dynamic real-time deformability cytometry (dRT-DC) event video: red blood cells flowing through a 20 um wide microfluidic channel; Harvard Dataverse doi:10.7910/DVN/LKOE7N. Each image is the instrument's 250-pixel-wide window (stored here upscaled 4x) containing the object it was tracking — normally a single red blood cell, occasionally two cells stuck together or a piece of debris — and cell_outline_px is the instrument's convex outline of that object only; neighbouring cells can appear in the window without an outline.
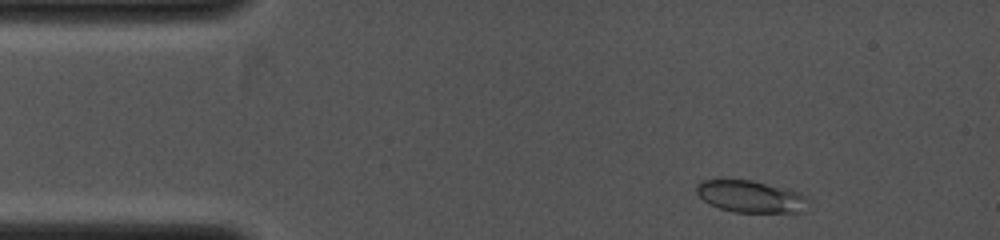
{"species": "common noctule bat (a hibernating species)", "species_latin": "Nyctalus noctula", "temperature_condition": "cold", "stored_images_in_passage": 14, "camera_frame_rate_fps": 4000, "um_per_image_px": 0.085, "animal": {"sex": "female", "body_mass_g": 19.0, "forearm_length_mm": 53.3}, "frame": {"image": 1, "passage_image": 1, "time_ms": 0.0, "image_size_px": [1000, 240], "cell_outline_px": [[812, 200], [804, 212], [736, 212], [720, 208], [704, 200], [696, 192], [696, 184], [700, 180], [724, 176], [752, 180], [788, 188], [808, 196]], "centroid_in_image_um": [63.81, 16.65], "position_along_channel_um": 21.2, "area_um2": 21.79}}
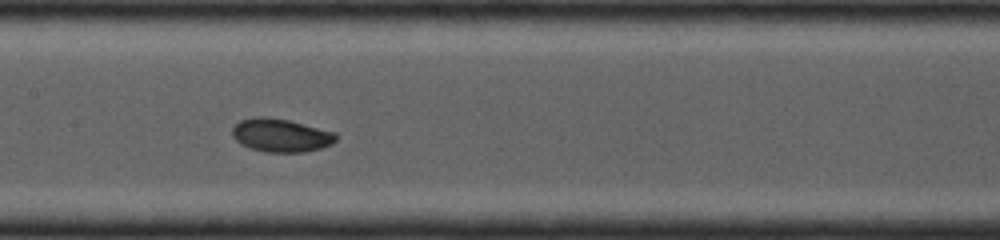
{"frame": {"image": 2, "passage_image": 10, "time_ms": 4.25, "image_size_px": [1000, 240], "cell_outline_px": [[340, 136], [332, 144], [320, 148], [304, 152], [268, 152], [252, 148], [240, 144], [232, 136], [232, 128], [240, 120], [256, 116], [268, 116], [288, 120], [336, 132]], "centroid_in_image_um": [23.89, 11.49], "position_along_channel_um": 183.5, "area_um2": 20.23}}
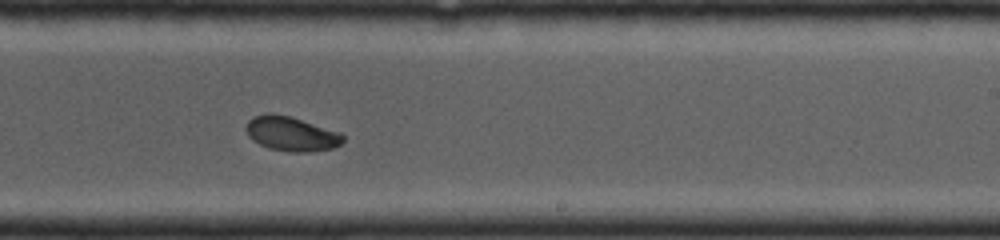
{"frame": {"image": 3, "passage_image": 13, "time_ms": 5.75, "image_size_px": [1000, 240], "cell_outline_px": [[344, 140], [340, 144], [332, 148], [308, 152], [292, 152], [272, 148], [260, 144], [248, 136], [244, 128], [248, 120], [252, 116], [268, 112], [272, 112], [288, 116], [340, 132], [344, 136]], "centroid_in_image_um": [24.72, 11.35], "position_along_channel_um": 264.3, "area_um2": 19.36}}